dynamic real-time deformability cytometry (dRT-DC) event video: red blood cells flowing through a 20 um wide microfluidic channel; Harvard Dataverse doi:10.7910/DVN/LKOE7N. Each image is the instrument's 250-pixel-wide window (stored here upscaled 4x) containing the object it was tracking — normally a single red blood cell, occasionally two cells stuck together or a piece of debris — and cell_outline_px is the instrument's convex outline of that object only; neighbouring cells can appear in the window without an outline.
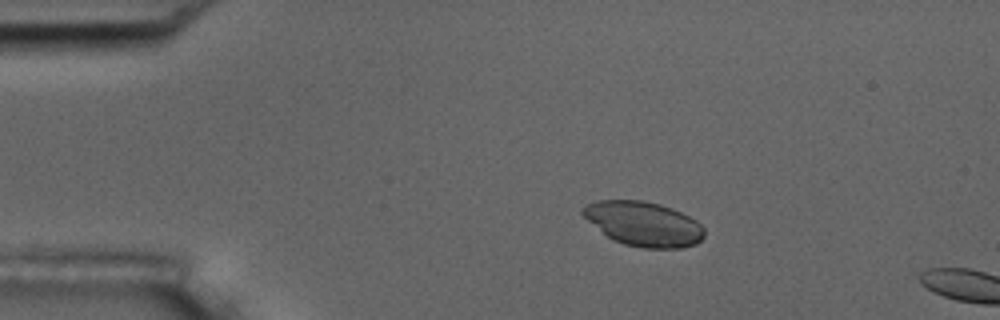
{"species": "common noctule bat (a hibernating species)", "species_latin": "Nyctalus noctula", "temperature_condition": "room temperature", "stored_images_in_passage": 4, "camera_frame_rate_fps": 3000, "um_per_image_px": 0.085, "animal": {"sex": "male", "body_mass_g": 17.5, "forearm_length_mm": 52.3}, "frame": {"image": 1, "passage_image": 2, "time_ms": 1.0, "image_size_px": [1000, 320], "cell_outline_px": [[704, 236], [696, 244], [680, 248], [644, 248], [624, 244], [612, 240], [588, 220], [580, 212], [580, 208], [596, 200], [640, 200], [660, 204], [672, 208], [696, 220], [704, 228]], "centroid_in_image_um": [54.7, 19.02], "position_along_channel_um": 30.3, "area_um2": 31.44}}